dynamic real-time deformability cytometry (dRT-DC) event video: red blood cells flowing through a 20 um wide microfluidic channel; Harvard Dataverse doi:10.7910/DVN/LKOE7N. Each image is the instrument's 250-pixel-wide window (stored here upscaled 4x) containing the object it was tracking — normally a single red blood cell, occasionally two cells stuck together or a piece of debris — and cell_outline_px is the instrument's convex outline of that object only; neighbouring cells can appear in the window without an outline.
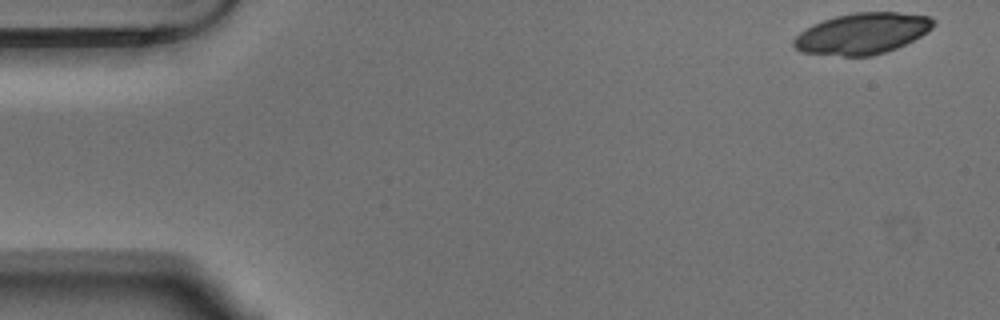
{"species": "Egyptian fruit bat (a non-hibernating species)", "species_latin": "Rousettus aegyptiacus", "temperature_condition": "warm", "stored_images_in_passage": 14, "camera_frame_rate_fps": 3000, "um_per_image_px": 0.085, "animal": {"sex": "male"}, "frame": {"image": 1, "passage_image": 1, "time_ms": 0.0, "image_size_px": [1000, 320], "cell_outline_px": [[936, 20], [932, 28], [928, 32], [896, 48], [872, 56], [844, 56], [800, 52], [792, 44], [792, 40], [800, 32], [812, 24], [836, 16], [856, 12], [896, 12], [928, 16]], "centroid_in_image_um": [73.28, 2.85], "position_along_channel_um": 11.7, "area_um2": 33.35}}